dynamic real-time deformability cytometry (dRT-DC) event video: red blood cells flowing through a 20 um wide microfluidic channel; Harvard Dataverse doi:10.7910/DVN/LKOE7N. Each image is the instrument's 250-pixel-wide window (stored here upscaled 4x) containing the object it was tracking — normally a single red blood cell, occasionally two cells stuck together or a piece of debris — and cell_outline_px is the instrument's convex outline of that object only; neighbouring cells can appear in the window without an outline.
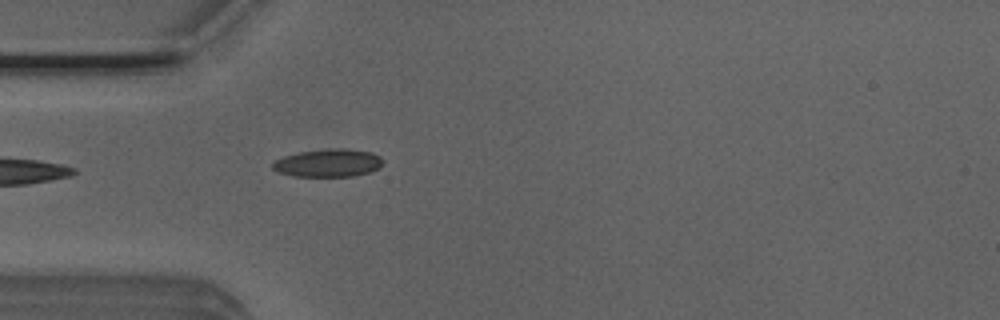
{"species": "Egyptian fruit bat (a non-hibernating species)", "species_latin": "Rousettus aegyptiacus", "temperature_condition": "room temperature", "stored_images_in_passage": 38, "camera_frame_rate_fps": 3000, "um_per_image_px": 0.085, "animal": {"sex": "male"}, "frame": {"image": 1, "passage_image": 1, "time_ms": 0.0, "image_size_px": [1000, 320], "cell_outline_px": [[384, 160], [376, 168], [368, 172], [352, 176], [292, 176], [280, 172], [272, 168], [272, 164], [276, 160], [284, 156], [300, 152], [328, 148], [344, 148], [372, 152], [380, 156]], "centroid_in_image_um": [27.89, 13.84], "position_along_channel_um": 57.1, "area_um2": 17.74}}
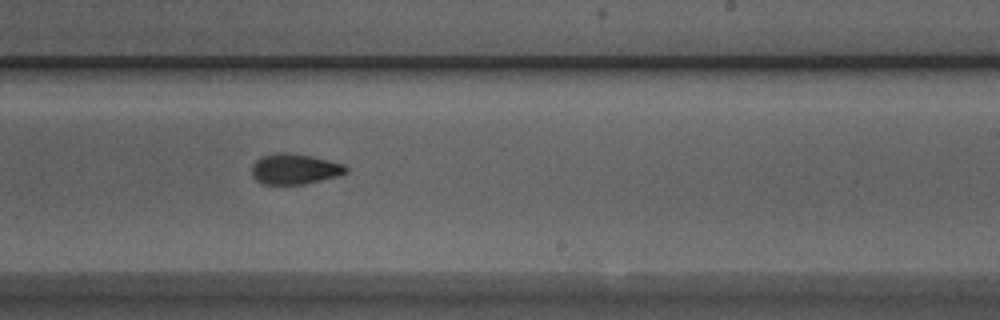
{"frame": {"image": 2, "passage_image": 17, "time_ms": 5.333, "image_size_px": [1000, 320], "cell_outline_px": [[348, 172], [336, 176], [304, 184], [264, 184], [256, 180], [252, 176], [252, 164], [260, 156], [276, 152], [284, 152], [312, 156], [344, 164], [348, 168]], "centroid_in_image_um": [25.02, 14.35], "position_along_channel_um": 264.0, "area_um2": 16.76}}
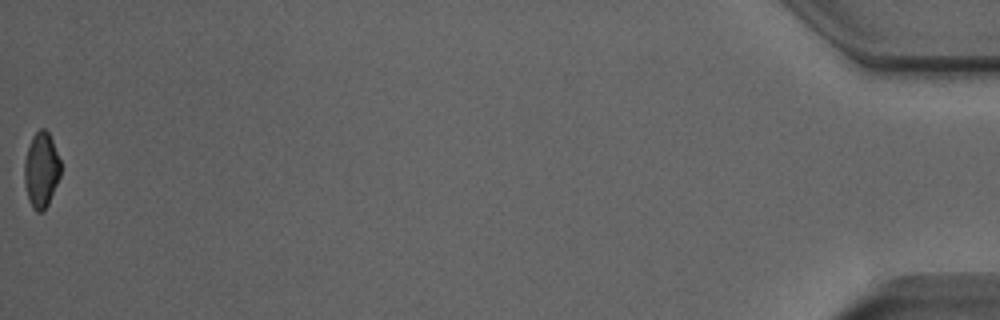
{"frame": {"image": 3, "passage_image": 38, "time_ms": 12.333, "image_size_px": [1000, 320], "cell_outline_px": [[60, 176], [48, 204], [40, 212], [36, 212], [32, 208], [28, 200], [24, 184], [24, 160], [32, 136], [40, 128], [44, 128], [48, 132], [52, 140], [60, 160]], "centroid_in_image_um": [3.49, 14.45], "position_along_channel_um": 431.7, "area_um2": 15.9}, "authors_computed_cell_mechanics": {"area_um2": 16.762, "velocity_mm_per_s": 3.9305, "shape_relaxation_time_tau1_ms": 5.9451, "shape_relaxation_time_tau2_ms": 1.8332, "deformation_change_tau1": 0.131, "deformation_change_tau2": 0.073}}